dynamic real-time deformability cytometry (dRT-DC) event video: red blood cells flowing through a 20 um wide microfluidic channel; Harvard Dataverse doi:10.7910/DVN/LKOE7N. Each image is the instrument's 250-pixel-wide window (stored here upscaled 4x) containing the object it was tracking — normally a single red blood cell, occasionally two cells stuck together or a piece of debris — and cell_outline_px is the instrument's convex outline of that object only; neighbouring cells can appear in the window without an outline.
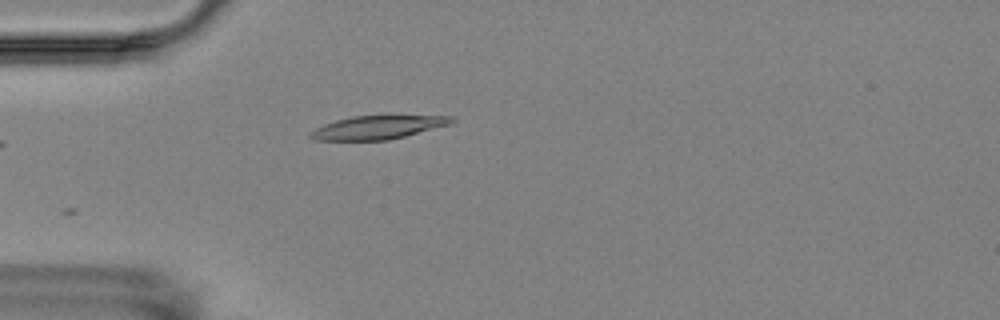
{"species": "Egyptian fruit bat (a non-hibernating species)", "species_latin": "Rousettus aegyptiacus", "temperature_condition": "room temperature", "stored_images_in_passage": 5, "camera_frame_rate_fps": 3000, "um_per_image_px": 0.085, "animal": {"sex": "female"}, "frame": {"image": 1, "passage_image": 5, "time_ms": 4.667, "image_size_px": [1000, 320], "cell_outline_px": [[456, 120], [452, 124], [388, 140], [316, 140], [308, 136], [308, 132], [324, 124], [336, 120], [352, 116], [456, 116]], "centroid_in_image_um": [32.12, 10.83], "position_along_channel_um": 52.9, "area_um2": 19.19}}